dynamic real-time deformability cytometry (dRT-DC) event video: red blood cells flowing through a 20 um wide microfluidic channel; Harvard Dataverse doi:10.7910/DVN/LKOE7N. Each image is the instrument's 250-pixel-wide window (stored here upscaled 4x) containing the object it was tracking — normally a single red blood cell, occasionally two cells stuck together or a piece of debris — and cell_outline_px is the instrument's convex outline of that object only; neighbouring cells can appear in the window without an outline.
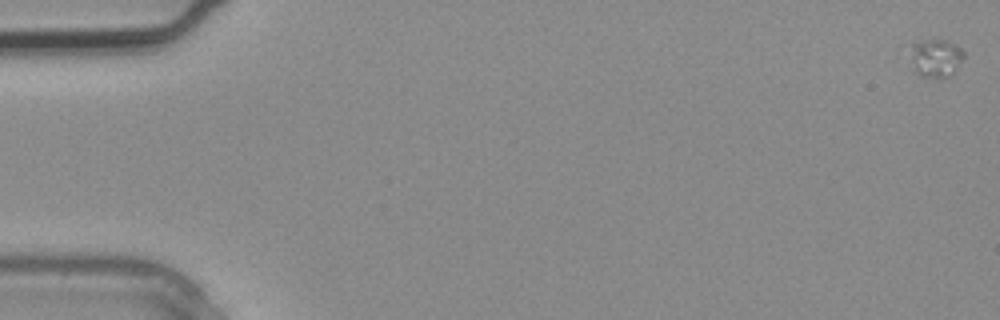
{"species": "common noctule bat (a hibernating species)", "species_latin": "Nyctalus noctula", "temperature_condition": "warm", "stored_images_in_passage": 4, "camera_frame_rate_fps": 3000, "um_per_image_px": 0.085, "animal": {"sex": "male", "body_mass_g": 20.4}, "frame": {"image": 1, "passage_image": 1, "time_ms": 0.0, "image_size_px": [1000, 320], "cell_outline_px": [[964, 56], [952, 72], [948, 76], [920, 76], [916, 72], [912, 60], [912, 44], [924, 40], [948, 40], [956, 44], [964, 52]], "centroid_in_image_um": [79.56, 4.89], "position_along_channel_um": 5.4, "area_um2": 11.33}}